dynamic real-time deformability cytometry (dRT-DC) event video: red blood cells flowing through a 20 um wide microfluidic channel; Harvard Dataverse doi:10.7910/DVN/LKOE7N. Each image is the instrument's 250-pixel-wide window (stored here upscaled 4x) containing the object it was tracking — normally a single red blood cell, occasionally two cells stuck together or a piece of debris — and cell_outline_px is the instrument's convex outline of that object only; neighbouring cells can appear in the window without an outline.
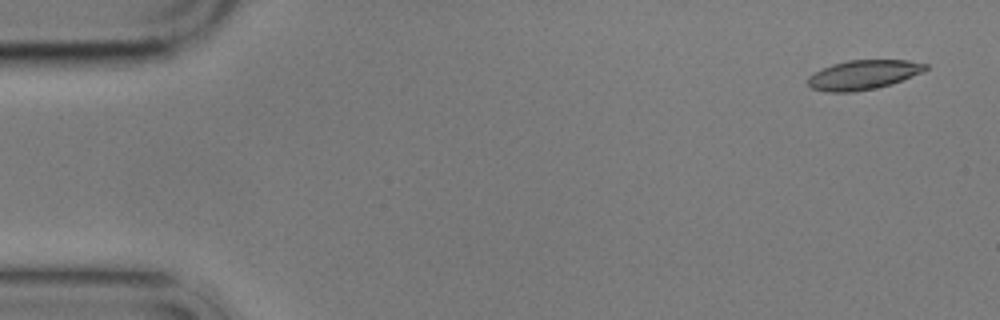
{"species": "common noctule bat (a hibernating species)", "species_latin": "Nyctalus noctula", "temperature_condition": "cold", "stored_images_in_passage": 4, "camera_frame_rate_fps": 3000, "um_per_image_px": 0.085, "animal": {"sex": "male", "body_mass_g": 17.9}, "frame": {"image": 1, "passage_image": 1, "time_ms": 0.0, "image_size_px": [1000, 320], "cell_outline_px": [[928, 68], [912, 76], [892, 84], [876, 88], [852, 92], [828, 92], [812, 88], [808, 84], [808, 76], [832, 64], [848, 60], [908, 60], [928, 64]], "centroid_in_image_um": [73.38, 6.36], "position_along_channel_um": 11.6, "area_um2": 20.0}}